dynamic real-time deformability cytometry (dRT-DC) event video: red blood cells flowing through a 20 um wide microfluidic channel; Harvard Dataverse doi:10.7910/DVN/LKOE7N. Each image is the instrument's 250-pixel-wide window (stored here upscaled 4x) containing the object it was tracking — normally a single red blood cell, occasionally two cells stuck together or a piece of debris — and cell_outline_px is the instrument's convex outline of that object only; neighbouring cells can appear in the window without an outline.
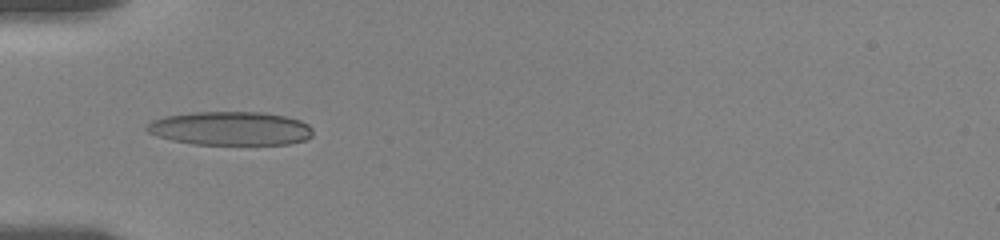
{"species": "human", "species_latin": "Homo sapiens", "temperature_condition": "room temperature", "stored_images_in_passage": 13, "camera_frame_rate_fps": 3000, "um_per_image_px": 0.085, "donor": {"sex": "female"}, "frame": {"image": 1, "passage_image": 11, "time_ms": 6.0, "image_size_px": [1000, 240], "cell_outline_px": [[312, 136], [304, 140], [288, 144], [192, 144], [172, 140], [156, 136], [148, 132], [144, 128], [152, 120], [164, 116], [192, 112], [264, 112], [284, 116], [300, 120], [308, 124], [312, 128]], "centroid_in_image_um": [19.56, 10.91], "position_along_channel_um": 65.4, "area_um2": 32.71}}
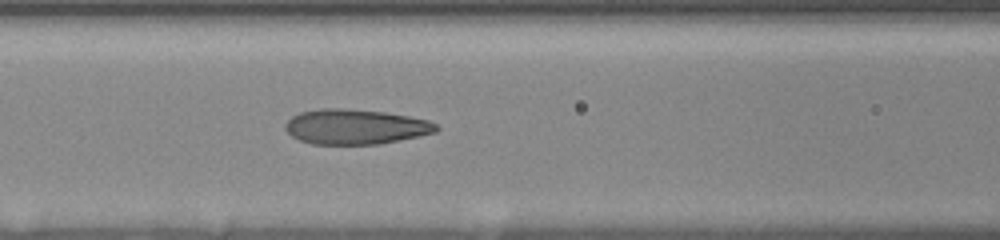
{"frame": {"image": 2, "passage_image": 13, "time_ms": 8.0, "image_size_px": [1000, 240], "cell_outline_px": [[440, 128], [436, 132], [420, 136], [380, 144], [312, 144], [300, 140], [292, 136], [284, 128], [284, 124], [292, 116], [300, 112], [320, 108], [348, 108], [384, 112], [408, 116], [428, 120], [436, 124]], "centroid_in_image_um": [30.21, 10.77], "position_along_channel_um": 136.4, "area_um2": 30.98}}